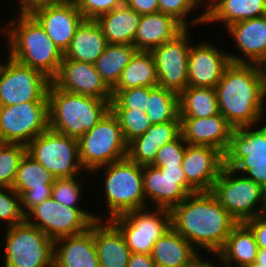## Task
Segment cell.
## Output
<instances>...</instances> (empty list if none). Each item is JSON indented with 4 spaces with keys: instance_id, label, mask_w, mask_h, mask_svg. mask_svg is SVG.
<instances>
[{
    "instance_id": "obj_31",
    "label": "cell",
    "mask_w": 266,
    "mask_h": 267,
    "mask_svg": "<svg viewBox=\"0 0 266 267\" xmlns=\"http://www.w3.org/2000/svg\"><path fill=\"white\" fill-rule=\"evenodd\" d=\"M258 249L253 232L242 222L232 229L223 248L213 255L227 267H244L256 261Z\"/></svg>"
},
{
    "instance_id": "obj_21",
    "label": "cell",
    "mask_w": 266,
    "mask_h": 267,
    "mask_svg": "<svg viewBox=\"0 0 266 267\" xmlns=\"http://www.w3.org/2000/svg\"><path fill=\"white\" fill-rule=\"evenodd\" d=\"M31 15L63 54L69 48L77 27L84 20L74 1L43 6L34 10Z\"/></svg>"
},
{
    "instance_id": "obj_5",
    "label": "cell",
    "mask_w": 266,
    "mask_h": 267,
    "mask_svg": "<svg viewBox=\"0 0 266 267\" xmlns=\"http://www.w3.org/2000/svg\"><path fill=\"white\" fill-rule=\"evenodd\" d=\"M103 169V170H102ZM102 170L104 174V198L108 210V219L126 212L146 208L143 191V166L134 163L128 157L96 168L91 173Z\"/></svg>"
},
{
    "instance_id": "obj_35",
    "label": "cell",
    "mask_w": 266,
    "mask_h": 267,
    "mask_svg": "<svg viewBox=\"0 0 266 267\" xmlns=\"http://www.w3.org/2000/svg\"><path fill=\"white\" fill-rule=\"evenodd\" d=\"M137 51L134 45L108 44L98 57L95 68L106 85L112 90L121 74Z\"/></svg>"
},
{
    "instance_id": "obj_49",
    "label": "cell",
    "mask_w": 266,
    "mask_h": 267,
    "mask_svg": "<svg viewBox=\"0 0 266 267\" xmlns=\"http://www.w3.org/2000/svg\"><path fill=\"white\" fill-rule=\"evenodd\" d=\"M222 266L227 267L224 263ZM184 267H219V265H216L213 261L210 262V260H207L206 262L204 257L202 258V255L199 254L191 263L185 265Z\"/></svg>"
},
{
    "instance_id": "obj_2",
    "label": "cell",
    "mask_w": 266,
    "mask_h": 267,
    "mask_svg": "<svg viewBox=\"0 0 266 267\" xmlns=\"http://www.w3.org/2000/svg\"><path fill=\"white\" fill-rule=\"evenodd\" d=\"M219 113L234 128L254 126L266 114V70L231 62L215 87Z\"/></svg>"
},
{
    "instance_id": "obj_44",
    "label": "cell",
    "mask_w": 266,
    "mask_h": 267,
    "mask_svg": "<svg viewBox=\"0 0 266 267\" xmlns=\"http://www.w3.org/2000/svg\"><path fill=\"white\" fill-rule=\"evenodd\" d=\"M84 19L95 20L98 16L110 12L124 4V0H74Z\"/></svg>"
},
{
    "instance_id": "obj_42",
    "label": "cell",
    "mask_w": 266,
    "mask_h": 267,
    "mask_svg": "<svg viewBox=\"0 0 266 267\" xmlns=\"http://www.w3.org/2000/svg\"><path fill=\"white\" fill-rule=\"evenodd\" d=\"M0 221L6 222V228L25 221L20 195L9 187H0Z\"/></svg>"
},
{
    "instance_id": "obj_9",
    "label": "cell",
    "mask_w": 266,
    "mask_h": 267,
    "mask_svg": "<svg viewBox=\"0 0 266 267\" xmlns=\"http://www.w3.org/2000/svg\"><path fill=\"white\" fill-rule=\"evenodd\" d=\"M5 267H54V240L39 228L21 224L6 228Z\"/></svg>"
},
{
    "instance_id": "obj_46",
    "label": "cell",
    "mask_w": 266,
    "mask_h": 267,
    "mask_svg": "<svg viewBox=\"0 0 266 267\" xmlns=\"http://www.w3.org/2000/svg\"><path fill=\"white\" fill-rule=\"evenodd\" d=\"M124 4L141 15L159 12L158 0H124Z\"/></svg>"
},
{
    "instance_id": "obj_7",
    "label": "cell",
    "mask_w": 266,
    "mask_h": 267,
    "mask_svg": "<svg viewBox=\"0 0 266 267\" xmlns=\"http://www.w3.org/2000/svg\"><path fill=\"white\" fill-rule=\"evenodd\" d=\"M211 192L239 223L266 214V197L261 185L244 175H236L233 169L226 166L221 170Z\"/></svg>"
},
{
    "instance_id": "obj_20",
    "label": "cell",
    "mask_w": 266,
    "mask_h": 267,
    "mask_svg": "<svg viewBox=\"0 0 266 267\" xmlns=\"http://www.w3.org/2000/svg\"><path fill=\"white\" fill-rule=\"evenodd\" d=\"M224 167V154L211 146L186 145L182 169L196 191H211Z\"/></svg>"
},
{
    "instance_id": "obj_26",
    "label": "cell",
    "mask_w": 266,
    "mask_h": 267,
    "mask_svg": "<svg viewBox=\"0 0 266 267\" xmlns=\"http://www.w3.org/2000/svg\"><path fill=\"white\" fill-rule=\"evenodd\" d=\"M186 28L174 17L162 12L141 15L134 37L137 51H152L175 39Z\"/></svg>"
},
{
    "instance_id": "obj_28",
    "label": "cell",
    "mask_w": 266,
    "mask_h": 267,
    "mask_svg": "<svg viewBox=\"0 0 266 267\" xmlns=\"http://www.w3.org/2000/svg\"><path fill=\"white\" fill-rule=\"evenodd\" d=\"M108 42L98 23L84 19L77 27L64 58L95 64Z\"/></svg>"
},
{
    "instance_id": "obj_16",
    "label": "cell",
    "mask_w": 266,
    "mask_h": 267,
    "mask_svg": "<svg viewBox=\"0 0 266 267\" xmlns=\"http://www.w3.org/2000/svg\"><path fill=\"white\" fill-rule=\"evenodd\" d=\"M188 31L186 28L175 39L151 51L156 64L158 86L177 94L188 87V56L191 49Z\"/></svg>"
},
{
    "instance_id": "obj_24",
    "label": "cell",
    "mask_w": 266,
    "mask_h": 267,
    "mask_svg": "<svg viewBox=\"0 0 266 267\" xmlns=\"http://www.w3.org/2000/svg\"><path fill=\"white\" fill-rule=\"evenodd\" d=\"M54 267H100L94 243V222L81 234L54 241Z\"/></svg>"
},
{
    "instance_id": "obj_11",
    "label": "cell",
    "mask_w": 266,
    "mask_h": 267,
    "mask_svg": "<svg viewBox=\"0 0 266 267\" xmlns=\"http://www.w3.org/2000/svg\"><path fill=\"white\" fill-rule=\"evenodd\" d=\"M26 146L27 154L55 178L78 176L84 169L79 158L78 140L50 128Z\"/></svg>"
},
{
    "instance_id": "obj_53",
    "label": "cell",
    "mask_w": 266,
    "mask_h": 267,
    "mask_svg": "<svg viewBox=\"0 0 266 267\" xmlns=\"http://www.w3.org/2000/svg\"><path fill=\"white\" fill-rule=\"evenodd\" d=\"M244 267H266L265 265H262L261 263H257L256 261H254L253 263L251 264H248Z\"/></svg>"
},
{
    "instance_id": "obj_17",
    "label": "cell",
    "mask_w": 266,
    "mask_h": 267,
    "mask_svg": "<svg viewBox=\"0 0 266 267\" xmlns=\"http://www.w3.org/2000/svg\"><path fill=\"white\" fill-rule=\"evenodd\" d=\"M51 82L59 89L111 102L112 90L102 80L95 64L63 57L57 75Z\"/></svg>"
},
{
    "instance_id": "obj_19",
    "label": "cell",
    "mask_w": 266,
    "mask_h": 267,
    "mask_svg": "<svg viewBox=\"0 0 266 267\" xmlns=\"http://www.w3.org/2000/svg\"><path fill=\"white\" fill-rule=\"evenodd\" d=\"M202 42L193 45L191 43L188 56V86L215 89L231 61L226 51L219 50L212 42Z\"/></svg>"
},
{
    "instance_id": "obj_14",
    "label": "cell",
    "mask_w": 266,
    "mask_h": 267,
    "mask_svg": "<svg viewBox=\"0 0 266 267\" xmlns=\"http://www.w3.org/2000/svg\"><path fill=\"white\" fill-rule=\"evenodd\" d=\"M49 128V102L0 106V142L27 145Z\"/></svg>"
},
{
    "instance_id": "obj_34",
    "label": "cell",
    "mask_w": 266,
    "mask_h": 267,
    "mask_svg": "<svg viewBox=\"0 0 266 267\" xmlns=\"http://www.w3.org/2000/svg\"><path fill=\"white\" fill-rule=\"evenodd\" d=\"M219 114L214 88L188 86L179 94L180 118H206Z\"/></svg>"
},
{
    "instance_id": "obj_40",
    "label": "cell",
    "mask_w": 266,
    "mask_h": 267,
    "mask_svg": "<svg viewBox=\"0 0 266 267\" xmlns=\"http://www.w3.org/2000/svg\"><path fill=\"white\" fill-rule=\"evenodd\" d=\"M155 87H136L127 90H112L110 109H131L145 112L149 93Z\"/></svg>"
},
{
    "instance_id": "obj_8",
    "label": "cell",
    "mask_w": 266,
    "mask_h": 267,
    "mask_svg": "<svg viewBox=\"0 0 266 267\" xmlns=\"http://www.w3.org/2000/svg\"><path fill=\"white\" fill-rule=\"evenodd\" d=\"M263 123L234 129L224 154V166L260 185L266 184V119Z\"/></svg>"
},
{
    "instance_id": "obj_37",
    "label": "cell",
    "mask_w": 266,
    "mask_h": 267,
    "mask_svg": "<svg viewBox=\"0 0 266 267\" xmlns=\"http://www.w3.org/2000/svg\"><path fill=\"white\" fill-rule=\"evenodd\" d=\"M27 146L0 142V187L12 188L21 159Z\"/></svg>"
},
{
    "instance_id": "obj_6",
    "label": "cell",
    "mask_w": 266,
    "mask_h": 267,
    "mask_svg": "<svg viewBox=\"0 0 266 267\" xmlns=\"http://www.w3.org/2000/svg\"><path fill=\"white\" fill-rule=\"evenodd\" d=\"M78 149L81 165L88 174L98 167L127 157L128 143L111 110L78 139Z\"/></svg>"
},
{
    "instance_id": "obj_52",
    "label": "cell",
    "mask_w": 266,
    "mask_h": 267,
    "mask_svg": "<svg viewBox=\"0 0 266 267\" xmlns=\"http://www.w3.org/2000/svg\"><path fill=\"white\" fill-rule=\"evenodd\" d=\"M198 5H201L202 3L205 5L206 3V6H205V12L207 13L210 8L218 1V0H195Z\"/></svg>"
},
{
    "instance_id": "obj_45",
    "label": "cell",
    "mask_w": 266,
    "mask_h": 267,
    "mask_svg": "<svg viewBox=\"0 0 266 267\" xmlns=\"http://www.w3.org/2000/svg\"><path fill=\"white\" fill-rule=\"evenodd\" d=\"M253 232L258 248H266V214L244 222Z\"/></svg>"
},
{
    "instance_id": "obj_13",
    "label": "cell",
    "mask_w": 266,
    "mask_h": 267,
    "mask_svg": "<svg viewBox=\"0 0 266 267\" xmlns=\"http://www.w3.org/2000/svg\"><path fill=\"white\" fill-rule=\"evenodd\" d=\"M5 62L0 66V106L49 102L51 80L46 75L20 64L10 56Z\"/></svg>"
},
{
    "instance_id": "obj_29",
    "label": "cell",
    "mask_w": 266,
    "mask_h": 267,
    "mask_svg": "<svg viewBox=\"0 0 266 267\" xmlns=\"http://www.w3.org/2000/svg\"><path fill=\"white\" fill-rule=\"evenodd\" d=\"M199 254L200 251L170 227L153 245L151 257L156 266L184 267Z\"/></svg>"
},
{
    "instance_id": "obj_36",
    "label": "cell",
    "mask_w": 266,
    "mask_h": 267,
    "mask_svg": "<svg viewBox=\"0 0 266 267\" xmlns=\"http://www.w3.org/2000/svg\"><path fill=\"white\" fill-rule=\"evenodd\" d=\"M145 112L151 125L175 121L179 117V94L155 87L149 93Z\"/></svg>"
},
{
    "instance_id": "obj_10",
    "label": "cell",
    "mask_w": 266,
    "mask_h": 267,
    "mask_svg": "<svg viewBox=\"0 0 266 267\" xmlns=\"http://www.w3.org/2000/svg\"><path fill=\"white\" fill-rule=\"evenodd\" d=\"M81 207H68L52 197L32 208L25 221L39 228L54 241L65 236H73L87 231L96 220L103 216L91 213Z\"/></svg>"
},
{
    "instance_id": "obj_39",
    "label": "cell",
    "mask_w": 266,
    "mask_h": 267,
    "mask_svg": "<svg viewBox=\"0 0 266 267\" xmlns=\"http://www.w3.org/2000/svg\"><path fill=\"white\" fill-rule=\"evenodd\" d=\"M158 5L159 12L174 17L185 28L189 29L190 25L193 27V25L197 23L200 25H203V23L205 24V10H203V13L199 14V16L194 17V19L191 18V21L189 18H187L188 14L198 7V3L195 0H158Z\"/></svg>"
},
{
    "instance_id": "obj_4",
    "label": "cell",
    "mask_w": 266,
    "mask_h": 267,
    "mask_svg": "<svg viewBox=\"0 0 266 267\" xmlns=\"http://www.w3.org/2000/svg\"><path fill=\"white\" fill-rule=\"evenodd\" d=\"M49 128L79 139L110 110V101L63 91L52 82L48 89Z\"/></svg>"
},
{
    "instance_id": "obj_41",
    "label": "cell",
    "mask_w": 266,
    "mask_h": 267,
    "mask_svg": "<svg viewBox=\"0 0 266 267\" xmlns=\"http://www.w3.org/2000/svg\"><path fill=\"white\" fill-rule=\"evenodd\" d=\"M81 181L80 176L55 178L51 197L68 207H79L77 205L83 190L81 185L85 184Z\"/></svg>"
},
{
    "instance_id": "obj_22",
    "label": "cell",
    "mask_w": 266,
    "mask_h": 267,
    "mask_svg": "<svg viewBox=\"0 0 266 267\" xmlns=\"http://www.w3.org/2000/svg\"><path fill=\"white\" fill-rule=\"evenodd\" d=\"M226 30L243 53L229 54L231 62L266 66V16L235 22Z\"/></svg>"
},
{
    "instance_id": "obj_32",
    "label": "cell",
    "mask_w": 266,
    "mask_h": 267,
    "mask_svg": "<svg viewBox=\"0 0 266 267\" xmlns=\"http://www.w3.org/2000/svg\"><path fill=\"white\" fill-rule=\"evenodd\" d=\"M266 16V0H218L206 13L205 23L229 25Z\"/></svg>"
},
{
    "instance_id": "obj_30",
    "label": "cell",
    "mask_w": 266,
    "mask_h": 267,
    "mask_svg": "<svg viewBox=\"0 0 266 267\" xmlns=\"http://www.w3.org/2000/svg\"><path fill=\"white\" fill-rule=\"evenodd\" d=\"M140 18L141 14L123 4L98 16L95 21L100 26L108 44L134 45Z\"/></svg>"
},
{
    "instance_id": "obj_27",
    "label": "cell",
    "mask_w": 266,
    "mask_h": 267,
    "mask_svg": "<svg viewBox=\"0 0 266 267\" xmlns=\"http://www.w3.org/2000/svg\"><path fill=\"white\" fill-rule=\"evenodd\" d=\"M94 243L100 267H128L130 249L110 220L94 221Z\"/></svg>"
},
{
    "instance_id": "obj_12",
    "label": "cell",
    "mask_w": 266,
    "mask_h": 267,
    "mask_svg": "<svg viewBox=\"0 0 266 267\" xmlns=\"http://www.w3.org/2000/svg\"><path fill=\"white\" fill-rule=\"evenodd\" d=\"M110 221L123 235L131 253L151 254L155 242L171 227V214L167 209L146 207Z\"/></svg>"
},
{
    "instance_id": "obj_3",
    "label": "cell",
    "mask_w": 266,
    "mask_h": 267,
    "mask_svg": "<svg viewBox=\"0 0 266 267\" xmlns=\"http://www.w3.org/2000/svg\"><path fill=\"white\" fill-rule=\"evenodd\" d=\"M0 32L8 40L12 59L39 70L50 80L57 75L64 54L31 14H18Z\"/></svg>"
},
{
    "instance_id": "obj_51",
    "label": "cell",
    "mask_w": 266,
    "mask_h": 267,
    "mask_svg": "<svg viewBox=\"0 0 266 267\" xmlns=\"http://www.w3.org/2000/svg\"><path fill=\"white\" fill-rule=\"evenodd\" d=\"M74 0H42V7L49 5H61L72 2Z\"/></svg>"
},
{
    "instance_id": "obj_23",
    "label": "cell",
    "mask_w": 266,
    "mask_h": 267,
    "mask_svg": "<svg viewBox=\"0 0 266 267\" xmlns=\"http://www.w3.org/2000/svg\"><path fill=\"white\" fill-rule=\"evenodd\" d=\"M180 130L187 145L211 146L225 154L234 128L219 113L206 118H180Z\"/></svg>"
},
{
    "instance_id": "obj_25",
    "label": "cell",
    "mask_w": 266,
    "mask_h": 267,
    "mask_svg": "<svg viewBox=\"0 0 266 267\" xmlns=\"http://www.w3.org/2000/svg\"><path fill=\"white\" fill-rule=\"evenodd\" d=\"M180 134V117L175 121L151 125L143 135L128 143L127 157L141 166L152 165L158 150Z\"/></svg>"
},
{
    "instance_id": "obj_47",
    "label": "cell",
    "mask_w": 266,
    "mask_h": 267,
    "mask_svg": "<svg viewBox=\"0 0 266 267\" xmlns=\"http://www.w3.org/2000/svg\"><path fill=\"white\" fill-rule=\"evenodd\" d=\"M128 267H157L151 254L130 253Z\"/></svg>"
},
{
    "instance_id": "obj_18",
    "label": "cell",
    "mask_w": 266,
    "mask_h": 267,
    "mask_svg": "<svg viewBox=\"0 0 266 267\" xmlns=\"http://www.w3.org/2000/svg\"><path fill=\"white\" fill-rule=\"evenodd\" d=\"M55 177L29 154L21 159L12 189L20 195L26 215L32 208L51 198Z\"/></svg>"
},
{
    "instance_id": "obj_50",
    "label": "cell",
    "mask_w": 266,
    "mask_h": 267,
    "mask_svg": "<svg viewBox=\"0 0 266 267\" xmlns=\"http://www.w3.org/2000/svg\"><path fill=\"white\" fill-rule=\"evenodd\" d=\"M256 262L266 266V248H259Z\"/></svg>"
},
{
    "instance_id": "obj_15",
    "label": "cell",
    "mask_w": 266,
    "mask_h": 267,
    "mask_svg": "<svg viewBox=\"0 0 266 267\" xmlns=\"http://www.w3.org/2000/svg\"><path fill=\"white\" fill-rule=\"evenodd\" d=\"M143 191L146 207L171 210L189 194L197 192L187 181L182 166H143ZM149 198V199H148ZM153 205L149 206V202Z\"/></svg>"
},
{
    "instance_id": "obj_1",
    "label": "cell",
    "mask_w": 266,
    "mask_h": 267,
    "mask_svg": "<svg viewBox=\"0 0 266 267\" xmlns=\"http://www.w3.org/2000/svg\"><path fill=\"white\" fill-rule=\"evenodd\" d=\"M170 214L174 230L198 251L205 249L211 254L223 248L232 229L239 223L211 191L189 194L170 210Z\"/></svg>"
},
{
    "instance_id": "obj_33",
    "label": "cell",
    "mask_w": 266,
    "mask_h": 267,
    "mask_svg": "<svg viewBox=\"0 0 266 267\" xmlns=\"http://www.w3.org/2000/svg\"><path fill=\"white\" fill-rule=\"evenodd\" d=\"M157 86V70L152 52L136 51L124 68L119 82L112 90Z\"/></svg>"
},
{
    "instance_id": "obj_54",
    "label": "cell",
    "mask_w": 266,
    "mask_h": 267,
    "mask_svg": "<svg viewBox=\"0 0 266 267\" xmlns=\"http://www.w3.org/2000/svg\"><path fill=\"white\" fill-rule=\"evenodd\" d=\"M261 187H262L263 194L266 197V184H262Z\"/></svg>"
},
{
    "instance_id": "obj_48",
    "label": "cell",
    "mask_w": 266,
    "mask_h": 267,
    "mask_svg": "<svg viewBox=\"0 0 266 267\" xmlns=\"http://www.w3.org/2000/svg\"><path fill=\"white\" fill-rule=\"evenodd\" d=\"M19 13L17 14H31L34 10L42 7V0H18Z\"/></svg>"
},
{
    "instance_id": "obj_38",
    "label": "cell",
    "mask_w": 266,
    "mask_h": 267,
    "mask_svg": "<svg viewBox=\"0 0 266 267\" xmlns=\"http://www.w3.org/2000/svg\"><path fill=\"white\" fill-rule=\"evenodd\" d=\"M118 119L124 139L127 143L143 135L151 126L146 112L131 109H110Z\"/></svg>"
},
{
    "instance_id": "obj_43",
    "label": "cell",
    "mask_w": 266,
    "mask_h": 267,
    "mask_svg": "<svg viewBox=\"0 0 266 267\" xmlns=\"http://www.w3.org/2000/svg\"><path fill=\"white\" fill-rule=\"evenodd\" d=\"M186 145L180 134L175 140L166 143L158 150L152 165L158 168L182 166Z\"/></svg>"
}]
</instances>
